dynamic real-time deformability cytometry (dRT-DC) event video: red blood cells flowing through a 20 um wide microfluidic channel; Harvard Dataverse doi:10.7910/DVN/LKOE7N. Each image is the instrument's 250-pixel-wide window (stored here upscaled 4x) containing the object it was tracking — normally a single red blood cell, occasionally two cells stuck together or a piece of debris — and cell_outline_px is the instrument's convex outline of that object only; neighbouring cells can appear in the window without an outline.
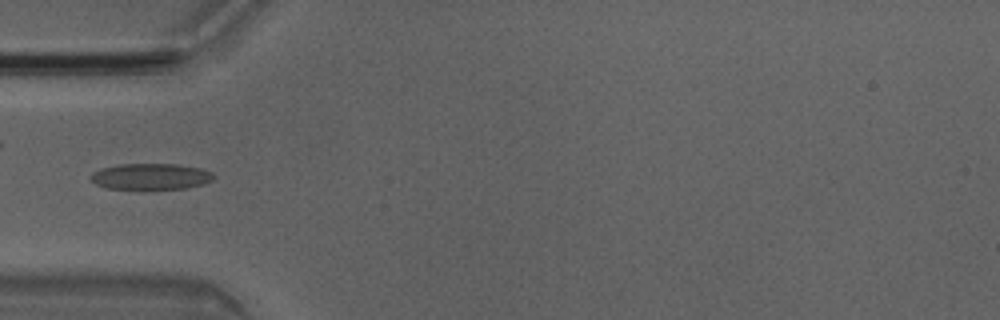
{"species": "Egyptian fruit bat (a non-hibernating species)", "species_latin": "Rousettus aegyptiacus", "temperature_condition": "room temperature", "stored_images_in_passage": 6, "camera_frame_rate_fps": 3000, "um_per_image_px": 0.085, "animal": {"sex": "male"}, "frame": {"image": 1, "passage_image": 5, "time_ms": 1.333, "image_size_px": [1000, 320], "cell_outline_px": [[216, 176], [212, 180], [204, 184], [184, 188], [144, 192], [140, 192], [108, 188], [96, 184], [88, 176], [92, 172], [100, 168], [120, 164], [176, 164], [200, 168], [212, 172]], "centroid_in_image_um": [12.78, 15.05], "position_along_channel_um": 72.2, "area_um2": 19.71}}